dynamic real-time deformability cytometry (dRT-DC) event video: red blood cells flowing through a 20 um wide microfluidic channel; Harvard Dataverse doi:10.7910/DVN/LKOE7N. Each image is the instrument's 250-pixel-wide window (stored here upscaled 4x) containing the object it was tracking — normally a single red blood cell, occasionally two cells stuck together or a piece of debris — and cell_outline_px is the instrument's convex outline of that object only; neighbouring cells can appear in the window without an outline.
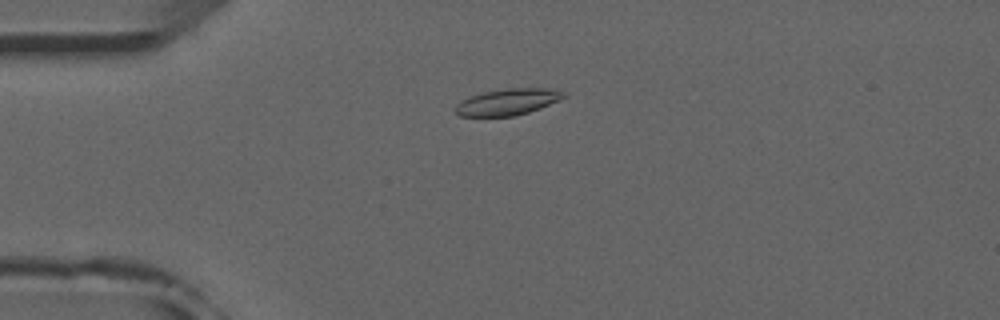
{"species": "common noctule bat (a hibernating species)", "species_latin": "Nyctalus noctula", "temperature_condition": "room temperature", "stored_images_in_passage": 23, "camera_frame_rate_fps": 3000, "um_per_image_px": 0.085, "animal": {"sex": "male", "forearm_length_mm": 52.5}, "frame": {"image": 1, "passage_image": 13, "time_ms": 4.0, "image_size_px": [1000, 320], "cell_outline_px": [[568, 96], [560, 100], [540, 108], [516, 116], [460, 116], [456, 112], [456, 104], [460, 100], [484, 92], [508, 88], [544, 88], [564, 92]], "centroid_in_image_um": [43.17, 8.66], "position_along_channel_um": 41.8, "area_um2": 16.53}}
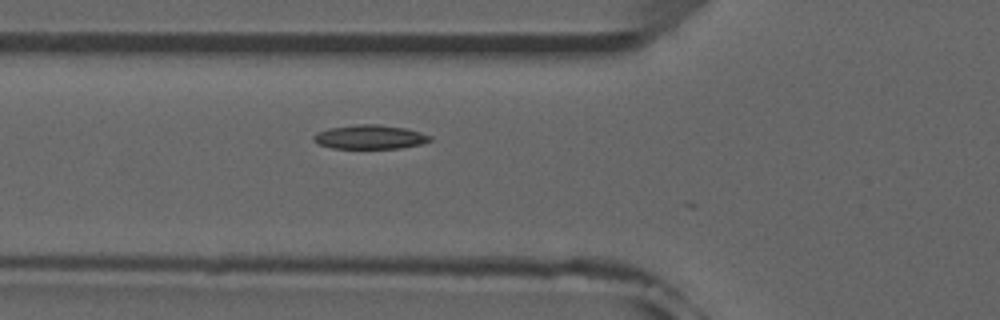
{"frame": {"image": 2, "passage_image": 19, "time_ms": 6.0, "image_size_px": [1000, 320], "cell_outline_px": [[432, 140], [420, 144], [400, 148], [332, 148], [320, 144], [312, 140], [312, 136], [316, 132], [328, 128], [360, 124], [376, 124], [404, 128], [420, 132], [432, 136]], "centroid_in_image_um": [31.42, 11.64], "position_along_channel_um": 94.4, "area_um2": 16.24}}
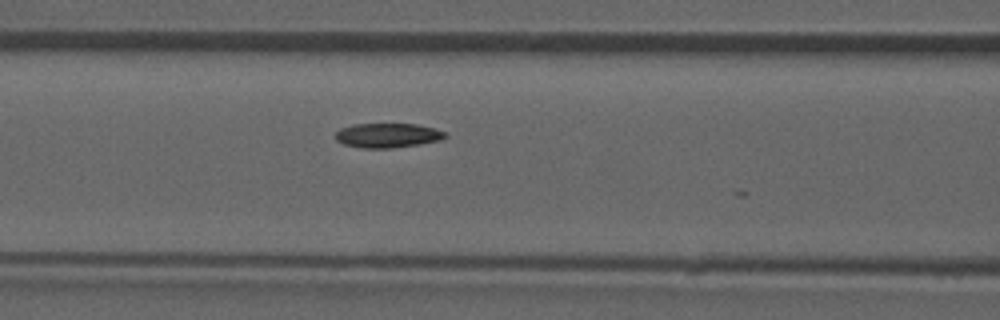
{"frame": {"image": 3, "passage_image": 22, "time_ms": 7.0, "image_size_px": [1000, 320], "cell_outline_px": [[448, 136], [444, 140], [420, 144], [392, 148], [360, 148], [344, 144], [336, 140], [332, 136], [340, 128], [352, 124], [416, 124], [436, 128], [444, 132]], "centroid_in_image_um": [32.95, 11.51], "position_along_channel_um": 133.7, "area_um2": 15.95}}